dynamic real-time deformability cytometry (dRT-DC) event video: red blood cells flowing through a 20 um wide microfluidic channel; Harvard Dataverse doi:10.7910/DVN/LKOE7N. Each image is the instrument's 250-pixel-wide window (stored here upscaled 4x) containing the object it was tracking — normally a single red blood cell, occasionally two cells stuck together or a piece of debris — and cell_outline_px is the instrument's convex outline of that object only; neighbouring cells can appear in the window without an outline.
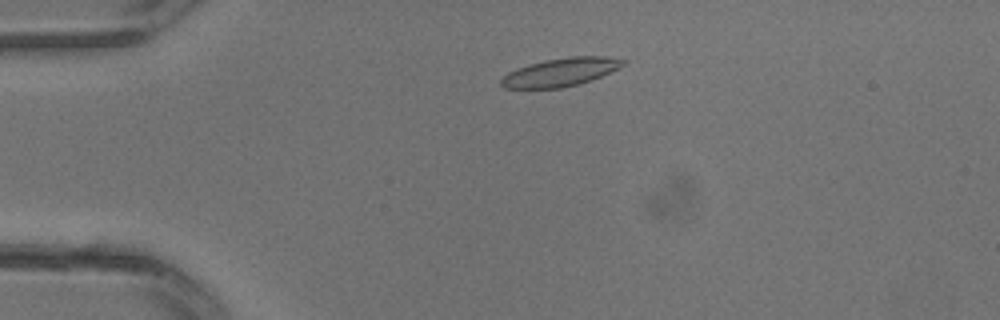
{"species": "common noctule bat (a hibernating species)", "species_latin": "Nyctalus noctula", "temperature_condition": "warm", "stored_images_in_passage": 30, "camera_frame_rate_fps": 3000, "um_per_image_px": 0.085, "animal": {"sex": "male", "body_mass_g": 13.3}, "frame": {"image": 1, "passage_image": 5, "time_ms": 1.333, "image_size_px": [1000, 320], "cell_outline_px": [[628, 60], [624, 64], [592, 80], [560, 88], [504, 88], [500, 84], [500, 80], [508, 72], [516, 68], [528, 64], [544, 60], [568, 56], [604, 56]], "centroid_in_image_um": [47.61, 6.12], "position_along_channel_um": 37.4, "area_um2": 19.94}}
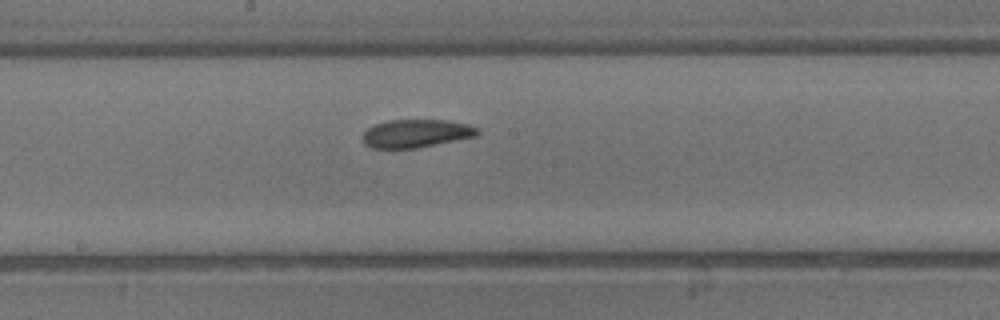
{"frame": {"image": 2, "passage_image": 15, "time_ms": 4.667, "image_size_px": [1000, 320], "cell_outline_px": [[480, 132], [476, 136], [416, 148], [372, 148], [364, 144], [364, 132], [368, 128], [376, 124], [388, 120], [448, 120], [468, 124], [480, 128]], "centroid_in_image_um": [35.4, 11.33], "position_along_channel_um": 212.8, "area_um2": 18.73}}
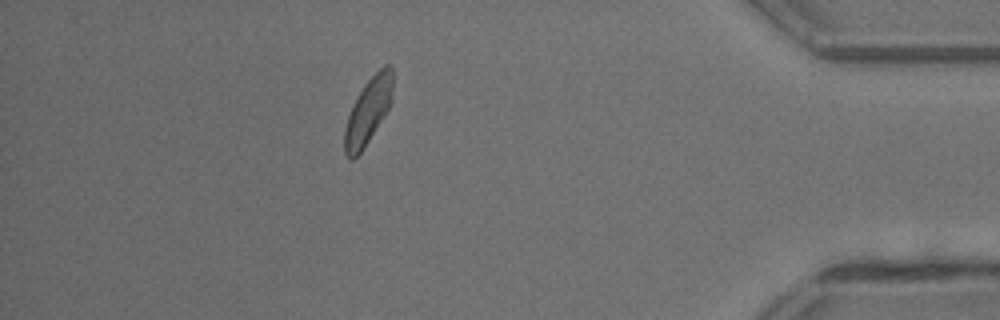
{"frame": {"image": 3, "passage_image": 26, "time_ms": 8.333, "image_size_px": [1000, 320], "cell_outline_px": [[392, 88], [388, 108], [368, 140], [360, 152], [352, 160], [348, 160], [344, 152], [344, 128], [352, 104], [364, 84], [384, 64], [392, 64]], "centroid_in_image_um": [31.25, 9.43], "position_along_channel_um": 404.0, "area_um2": 18.09}}